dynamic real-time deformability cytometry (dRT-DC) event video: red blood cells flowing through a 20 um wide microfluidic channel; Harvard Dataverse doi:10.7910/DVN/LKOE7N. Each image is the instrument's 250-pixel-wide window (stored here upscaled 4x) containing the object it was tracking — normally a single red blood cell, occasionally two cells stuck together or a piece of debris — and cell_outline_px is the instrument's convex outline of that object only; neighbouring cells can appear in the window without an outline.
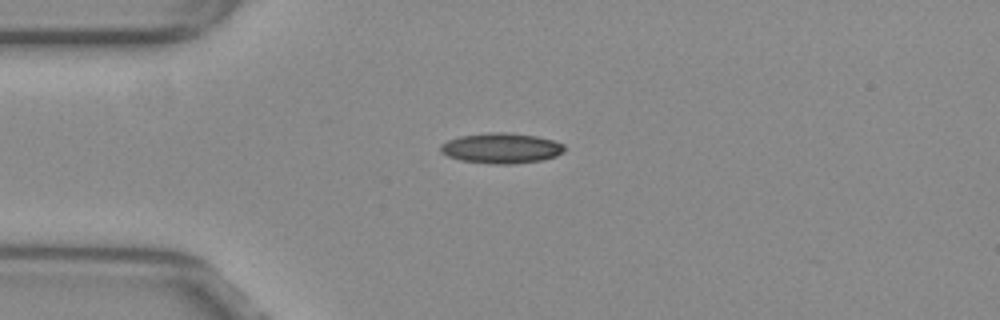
{"species": "common noctule bat (a hibernating species)", "species_latin": "Nyctalus noctula", "temperature_condition": "warm", "stored_images_in_passage": 38, "camera_frame_rate_fps": 3000, "um_per_image_px": 0.085, "animal": {"sex": "female", "body_mass_g": 29.2, "forearm_length_mm": 56.3}, "frame": {"image": 1, "passage_image": 1, "time_ms": 0.0, "image_size_px": [1000, 320], "cell_outline_px": [[564, 152], [556, 156], [544, 160], [512, 164], [492, 164], [460, 160], [448, 156], [440, 152], [440, 144], [448, 140], [460, 136], [488, 132], [508, 132], [536, 136], [552, 140], [564, 144]], "centroid_in_image_um": [42.61, 12.59], "position_along_channel_um": 42.4, "area_um2": 22.08}}
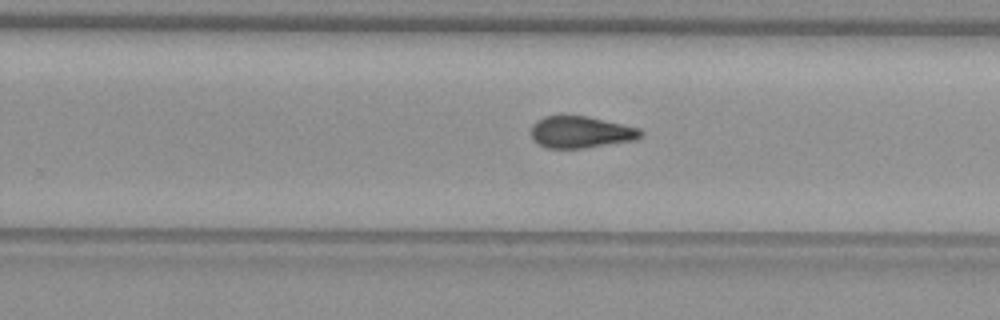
{"frame": {"image": 2, "passage_image": 21, "time_ms": 6.667, "image_size_px": [1000, 320], "cell_outline_px": [[644, 132], [636, 140], [584, 148], [544, 148], [536, 144], [532, 140], [528, 132], [532, 124], [536, 120], [544, 116], [588, 116], [640, 128]], "centroid_in_image_um": [49.3, 11.24], "position_along_channel_um": 280.5, "area_um2": 20.69}}
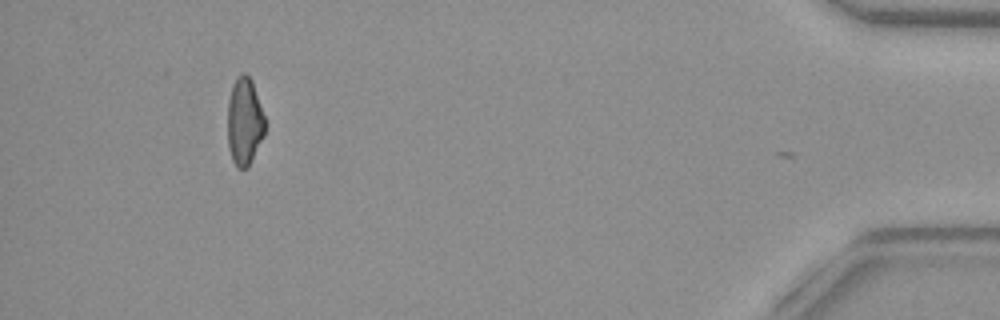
{"frame": {"image": 3, "passage_image": 37, "time_ms": 12.0, "image_size_px": [1000, 320], "cell_outline_px": [[264, 136], [248, 168], [236, 168], [232, 160], [228, 148], [228, 100], [232, 84], [244, 72], [252, 80], [264, 116]], "centroid_in_image_um": [20.77, 10.37], "position_along_channel_um": 414.4, "area_um2": 19.02}, "authors_computed_cell_mechanics": {"area_um2": 20.6924, "velocity_mm_per_s": 3.8799, "shape_relaxation_time_tau1_ms": null, "shape_relaxation_time_tau2_ms": 3.0421, "deformation_change_tau1": null, "deformation_change_tau2": 0.113}}